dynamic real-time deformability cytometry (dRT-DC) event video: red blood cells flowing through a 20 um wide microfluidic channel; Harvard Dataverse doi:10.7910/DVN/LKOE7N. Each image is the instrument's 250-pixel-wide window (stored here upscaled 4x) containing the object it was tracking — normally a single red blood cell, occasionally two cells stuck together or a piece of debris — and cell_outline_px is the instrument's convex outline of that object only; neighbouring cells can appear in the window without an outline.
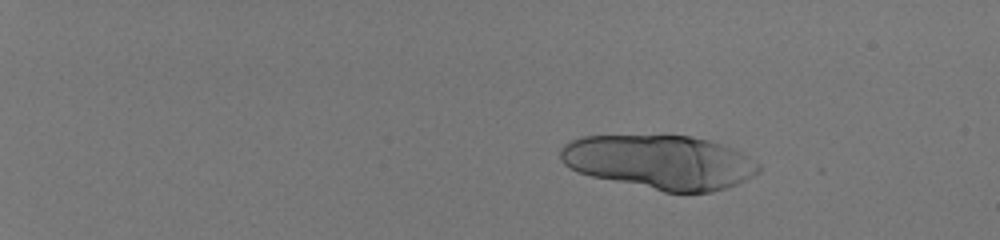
{"species": "human", "species_latin": "Homo sapiens", "temperature_condition": "room temperature", "stored_images_in_passage": 28, "camera_frame_rate_fps": 3000, "um_per_image_px": 0.085, "donor": {"sex": "male"}, "frame": {"image": 1, "passage_image": 12, "time_ms": 3.667, "image_size_px": [1000, 240], "cell_outline_px": [[760, 172], [728, 188], [712, 192], [664, 192], [592, 176], [568, 168], [560, 160], [560, 148], [564, 144], [580, 136], [692, 136], [708, 140], [732, 148], [740, 152], [760, 164]], "centroid_in_image_um": [56.08, 13.78], "position_along_channel_um": 28.9, "area_um2": 62.31}}